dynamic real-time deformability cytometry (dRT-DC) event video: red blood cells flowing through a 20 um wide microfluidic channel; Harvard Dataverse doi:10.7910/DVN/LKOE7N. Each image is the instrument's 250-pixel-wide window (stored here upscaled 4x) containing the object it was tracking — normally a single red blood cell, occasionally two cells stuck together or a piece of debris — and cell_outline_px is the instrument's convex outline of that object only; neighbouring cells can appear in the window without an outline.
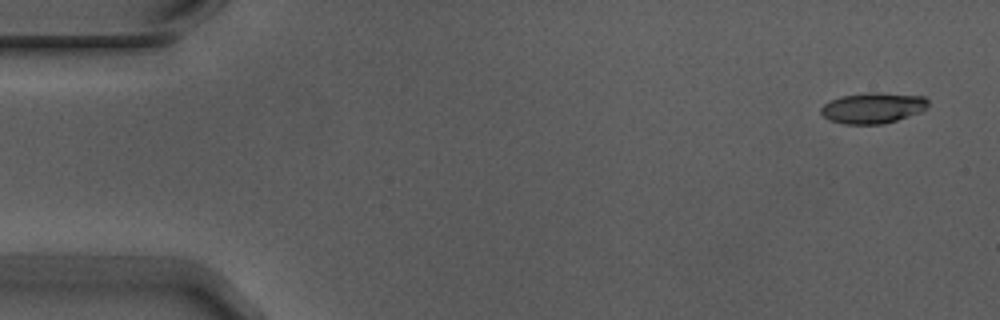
{"species": "Egyptian fruit bat (a non-hibernating species)", "species_latin": "Rousettus aegyptiacus", "temperature_condition": "warm", "stored_images_in_passage": 5, "segment_of_instrument_passage": [1, 2], "camera_frame_rate_fps": 3000, "um_per_image_px": 0.085, "animal": {"sex": "male"}, "frame": {"image": 1, "passage_image": 1, "time_ms": 0.0, "image_size_px": [1000, 320], "cell_outline_px": [[928, 108], [920, 112], [884, 124], [844, 124], [828, 120], [820, 112], [820, 108], [824, 104], [840, 96], [868, 92], [876, 92], [924, 96], [928, 100]], "centroid_in_image_um": [74.19, 9.17], "position_along_channel_um": 10.8, "area_um2": 19.31}}